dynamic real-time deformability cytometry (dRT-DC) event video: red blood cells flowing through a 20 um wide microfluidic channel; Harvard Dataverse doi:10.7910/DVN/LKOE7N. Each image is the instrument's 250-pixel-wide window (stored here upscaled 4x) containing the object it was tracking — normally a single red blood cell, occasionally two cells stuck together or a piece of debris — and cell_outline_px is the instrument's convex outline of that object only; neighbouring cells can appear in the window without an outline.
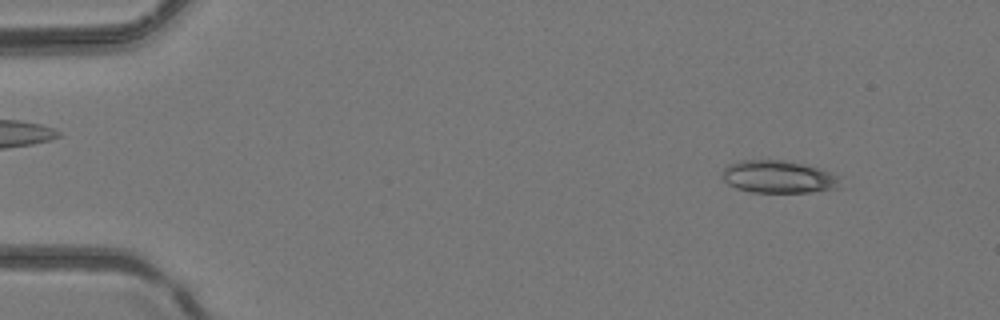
{"species": "common noctule bat (a hibernating species)", "species_latin": "Nyctalus noctula", "temperature_condition": "room temperature", "stored_images_in_passage": 48, "camera_frame_rate_fps": 3000, "um_per_image_px": 0.085, "animal": {"sex": "female", "body_mass_g": 24.6, "forearm_length_mm": 56.2}, "frame": {"image": 1, "passage_image": 5, "time_ms": 1.333, "image_size_px": [1000, 320], "cell_outline_px": [[844, 176], [840, 188], [812, 192], [748, 192], [736, 188], [728, 184], [720, 176], [724, 168], [728, 164], [740, 160], [784, 160], [804, 164], [820, 168]], "centroid_in_image_um": [66.23, 15.03], "position_along_channel_um": 18.8, "area_um2": 23.0}}
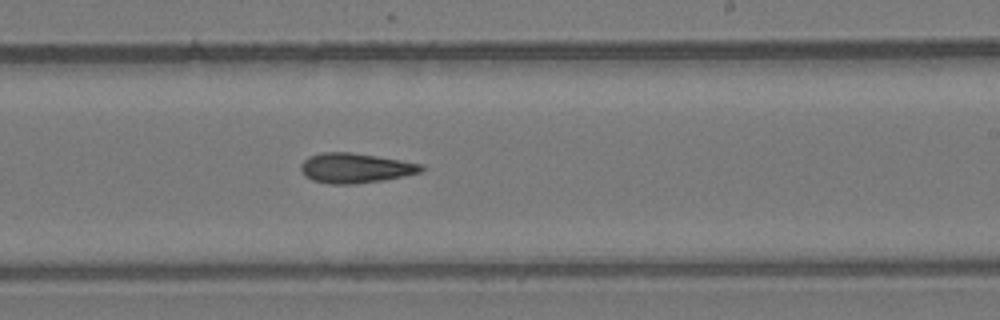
{"frame": {"image": 2, "passage_image": 29, "time_ms": 9.333, "image_size_px": [1000, 320], "cell_outline_px": [[424, 168], [420, 172], [404, 176], [384, 180], [356, 184], [328, 184], [312, 180], [304, 176], [300, 168], [300, 164], [308, 156], [324, 152], [348, 152], [376, 156], [424, 164]], "centroid_in_image_um": [30.18, 14.29], "position_along_channel_um": 258.8, "area_um2": 21.04}}
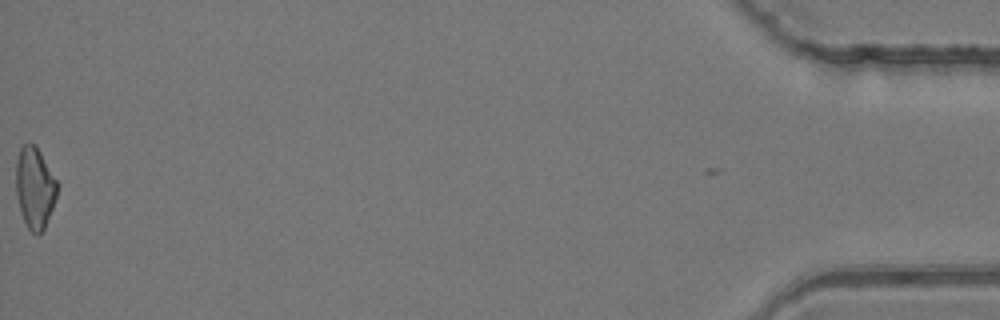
{"frame": {"image": 3, "passage_image": 48, "time_ms": 15.667, "image_size_px": [1000, 320], "cell_outline_px": [[60, 184], [52, 208], [44, 228], [36, 236], [28, 228], [24, 220], [16, 196], [16, 160], [20, 148], [24, 144], [36, 144]], "centroid_in_image_um": [2.97, 15.92], "position_along_channel_um": 432.2, "area_um2": 19.65}}